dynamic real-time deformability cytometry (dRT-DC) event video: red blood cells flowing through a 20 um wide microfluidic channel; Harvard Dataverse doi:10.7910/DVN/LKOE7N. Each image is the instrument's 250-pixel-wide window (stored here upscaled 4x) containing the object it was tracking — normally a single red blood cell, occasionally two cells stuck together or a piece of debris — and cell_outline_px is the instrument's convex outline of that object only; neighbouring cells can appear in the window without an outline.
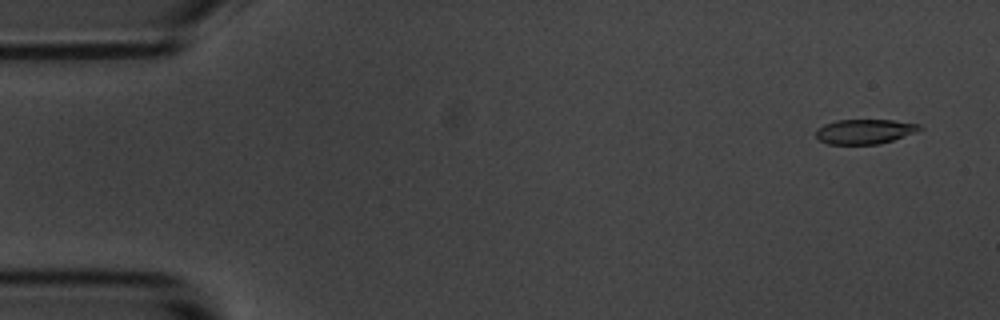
{"species": "common noctule bat (a hibernating species)", "species_latin": "Nyctalus noctula", "temperature_condition": "room temperature", "stored_images_in_passage": 5, "camera_frame_rate_fps": 3000, "um_per_image_px": 0.085, "animal": {"sex": "male", "body_mass_g": 20.1, "forearm_length_mm": 53.5}, "frame": {"image": 1, "passage_image": 1, "time_ms": 0.0, "image_size_px": [1000, 320], "cell_outline_px": [[924, 128], [916, 132], [880, 144], [828, 144], [820, 140], [816, 136], [816, 128], [824, 124], [836, 120], [892, 120], [920, 124]], "centroid_in_image_um": [73.5, 11.17], "position_along_channel_um": 11.5, "area_um2": 14.97}}
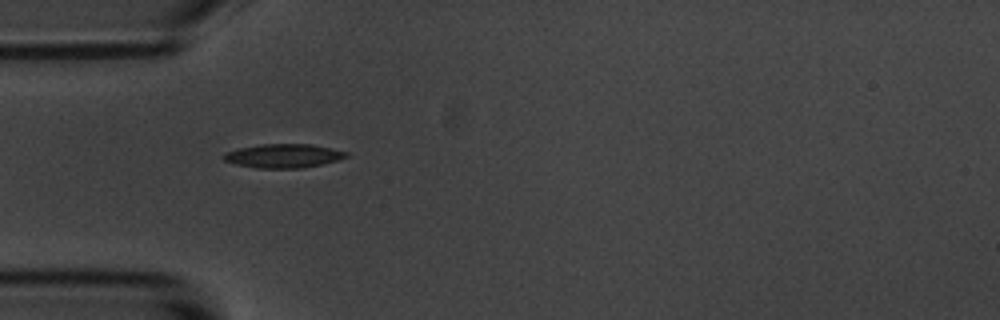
{"frame": {"image": 2, "passage_image": 5, "time_ms": 4.667, "image_size_px": [1000, 320], "cell_outline_px": [[348, 156], [324, 164], [304, 168], [256, 168], [236, 164], [224, 160], [220, 156], [224, 152], [240, 148], [260, 144], [312, 144], [332, 148], [348, 152]], "centroid_in_image_um": [24.08, 13.25], "position_along_channel_um": 60.9, "area_um2": 17.17}}